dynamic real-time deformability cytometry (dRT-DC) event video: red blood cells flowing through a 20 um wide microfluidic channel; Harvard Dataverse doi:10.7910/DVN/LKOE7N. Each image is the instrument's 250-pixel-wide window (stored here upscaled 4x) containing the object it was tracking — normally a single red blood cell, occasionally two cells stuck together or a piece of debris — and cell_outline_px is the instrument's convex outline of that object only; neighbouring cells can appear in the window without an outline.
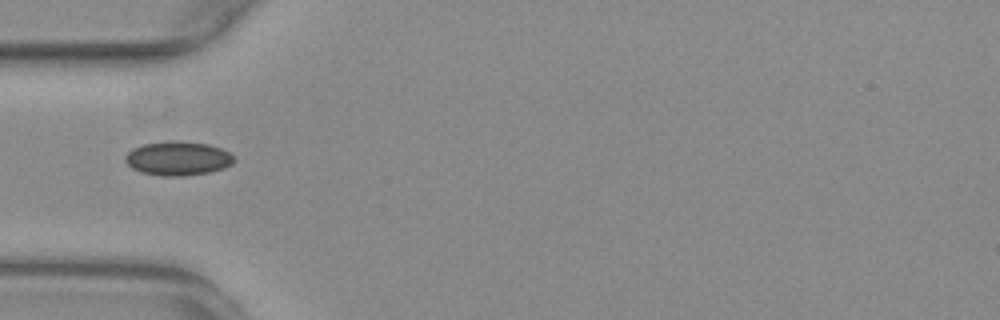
{"species": "common noctule bat (a hibernating species)", "species_latin": "Nyctalus noctula", "temperature_condition": "warm", "stored_images_in_passage": 38, "camera_frame_rate_fps": 3000, "um_per_image_px": 0.085, "animal": {"sex": "female", "body_mass_g": 29.2, "forearm_length_mm": 56.3}, "frame": {"image": 1, "passage_image": 1, "time_ms": 0.0, "image_size_px": [1000, 320], "cell_outline_px": [[236, 160], [232, 164], [224, 168], [212, 172], [184, 176], [160, 176], [140, 172], [132, 168], [124, 160], [124, 156], [132, 148], [144, 144], [168, 140], [176, 140], [208, 144], [220, 148], [228, 152]], "centroid_in_image_um": [15.11, 13.47], "position_along_channel_um": 69.9, "area_um2": 21.85}}
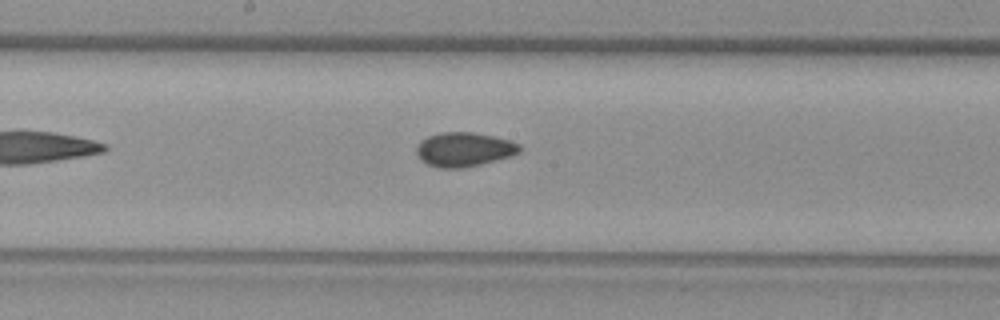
{"frame": {"image": 2, "passage_image": 12, "time_ms": 3.667, "image_size_px": [1000, 320], "cell_outline_px": [[520, 152], [512, 156], [464, 168], [440, 168], [428, 164], [420, 160], [416, 152], [416, 148], [420, 140], [428, 136], [440, 132], [472, 132], [492, 136], [508, 140], [520, 144]], "centroid_in_image_um": [39.42, 12.7], "position_along_channel_um": 208.8, "area_um2": 20.58}}
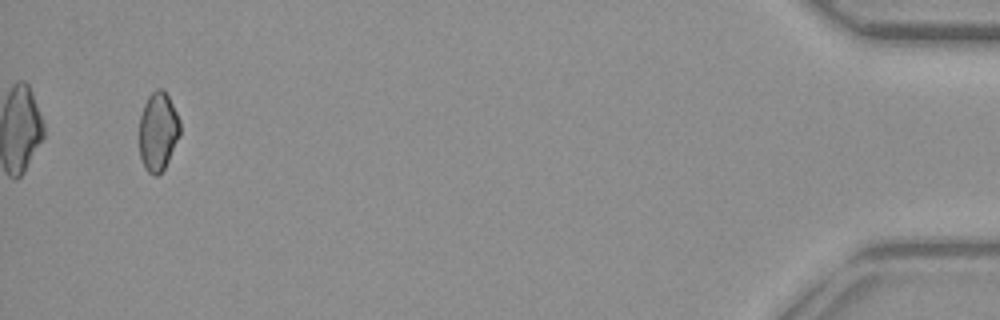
{"frame": {"image": 3, "passage_image": 36, "time_ms": 11.667, "image_size_px": [1000, 320], "cell_outline_px": [[180, 136], [164, 168], [156, 176], [148, 172], [144, 168], [140, 156], [140, 116], [144, 104], [148, 96], [156, 88], [164, 88], [180, 120]], "centroid_in_image_um": [13.44, 11.15], "position_along_channel_um": 421.8, "area_um2": 18.67}, "authors_computed_cell_mechanics": {"area_um2": 19.8254, "velocity_mm_per_s": 3.7704, "shape_relaxation_time_tau1_ms": null, "shape_relaxation_time_tau2_ms": 3.2701, "deformation_change_tau1": null, "deformation_change_tau2": 0.0519}}